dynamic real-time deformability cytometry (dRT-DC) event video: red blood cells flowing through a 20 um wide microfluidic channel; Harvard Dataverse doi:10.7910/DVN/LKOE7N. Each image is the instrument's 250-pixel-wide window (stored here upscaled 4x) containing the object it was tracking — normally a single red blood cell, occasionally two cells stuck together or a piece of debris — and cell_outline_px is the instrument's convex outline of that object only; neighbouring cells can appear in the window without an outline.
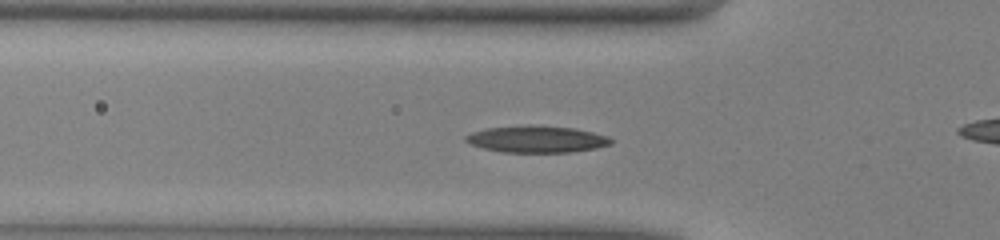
{"species": "common noctule bat (a hibernating species)", "species_latin": "Nyctalus noctula", "temperature_condition": "warm", "stored_images_in_passage": 36, "camera_frame_rate_fps": 3000, "um_per_image_px": 0.085, "animal": {"sex": "male", "body_mass_g": 13.0, "forearm_length_mm": 53.1}, "frame": {"image": 1, "passage_image": 12, "time_ms": 3.667, "image_size_px": [1000, 240], "cell_outline_px": [[612, 144], [596, 148], [568, 152], [504, 152], [484, 148], [472, 144], [464, 140], [464, 136], [472, 132], [484, 128], [528, 124], [536, 124], [572, 128], [592, 132], [608, 136], [612, 140]], "centroid_in_image_um": [45.6, 11.81], "position_along_channel_um": 80.2, "area_um2": 22.77}}
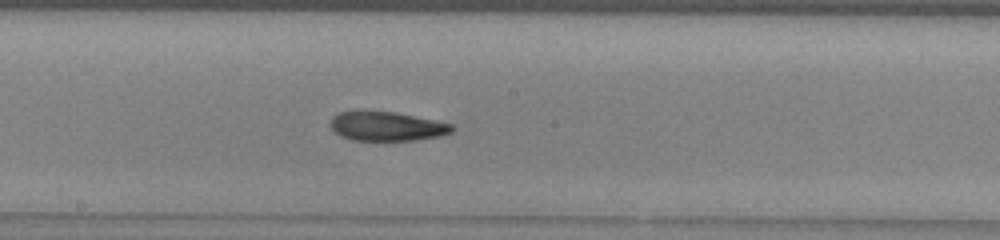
{"frame": {"image": 2, "passage_image": 22, "time_ms": 7.0, "image_size_px": [1000, 240], "cell_outline_px": [[456, 128], [452, 132], [440, 136], [416, 140], [352, 140], [340, 136], [332, 128], [332, 116], [340, 112], [356, 108], [396, 112], [452, 124]], "centroid_in_image_um": [32.85, 10.7], "position_along_channel_um": 215.4, "area_um2": 21.15}}
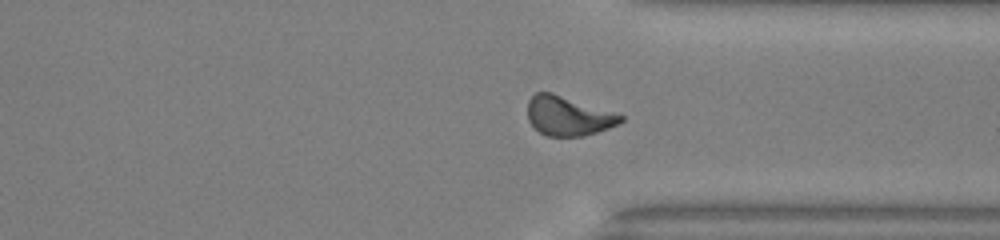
{"frame": {"image": 3, "passage_image": 33, "time_ms": 10.667, "image_size_px": [1000, 240], "cell_outline_px": [[624, 120], [620, 124], [584, 136], [548, 136], [540, 132], [528, 120], [528, 100], [536, 92], [552, 92], [624, 116]], "centroid_in_image_um": [48.29, 9.86], "position_along_channel_um": 363.1, "area_um2": 21.1}}